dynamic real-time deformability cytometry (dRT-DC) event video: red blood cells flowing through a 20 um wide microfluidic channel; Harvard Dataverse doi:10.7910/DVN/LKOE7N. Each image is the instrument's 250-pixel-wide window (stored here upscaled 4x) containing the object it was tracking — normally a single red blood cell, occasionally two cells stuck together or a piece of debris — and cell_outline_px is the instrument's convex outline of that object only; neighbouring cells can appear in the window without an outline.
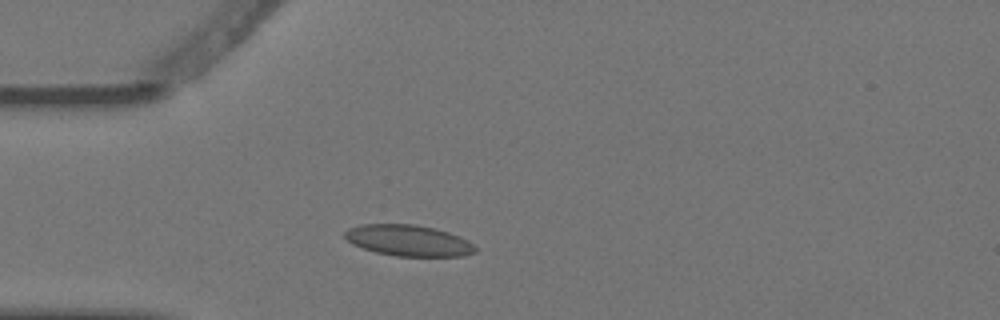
{"species": "Egyptian fruit bat (a non-hibernating species)", "species_latin": "Rousettus aegyptiacus", "temperature_condition": "warm", "stored_images_in_passage": 1, "camera_frame_rate_fps": 3000, "um_per_image_px": 0.085, "animal": {"sex": "female"}, "frame": {"image": 1, "passage_image": 1, "time_ms": 0.0, "image_size_px": [1000, 320], "cell_outline_px": [[476, 252], [464, 256], [396, 256], [376, 252], [352, 244], [344, 236], [344, 232], [348, 228], [360, 224], [416, 224], [436, 228], [460, 236], [468, 240], [476, 248]], "centroid_in_image_um": [34.73, 20.43], "position_along_channel_um": 50.3, "area_um2": 23.76}}